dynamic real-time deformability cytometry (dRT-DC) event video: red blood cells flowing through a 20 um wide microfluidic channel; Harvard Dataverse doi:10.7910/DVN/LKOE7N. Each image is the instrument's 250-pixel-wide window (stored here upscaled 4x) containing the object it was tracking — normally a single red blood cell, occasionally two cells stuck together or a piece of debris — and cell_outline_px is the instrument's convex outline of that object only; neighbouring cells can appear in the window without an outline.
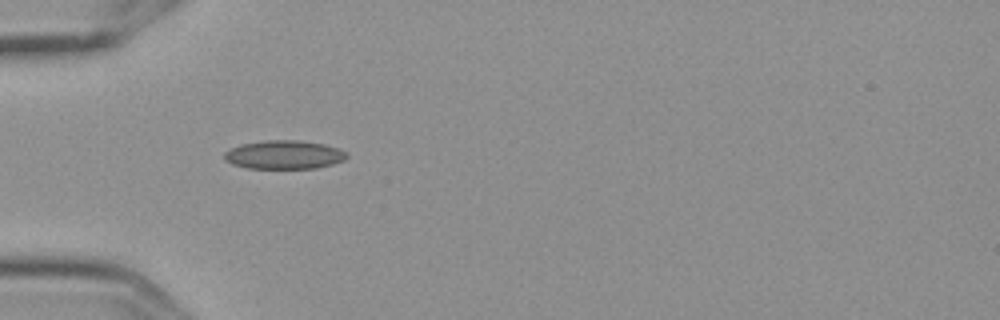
{"species": "Egyptian fruit bat (a non-hibernating species)", "species_latin": "Rousettus aegyptiacus", "temperature_condition": "cold", "stored_images_in_passage": 2, "camera_frame_rate_fps": 3000, "um_per_image_px": 0.085, "frame": {"image": 1, "passage_image": 1, "time_ms": 0.0, "image_size_px": [1000, 320], "cell_outline_px": [[348, 156], [344, 160], [332, 164], [316, 168], [248, 168], [232, 164], [224, 160], [224, 152], [240, 144], [268, 140], [296, 140], [324, 144], [348, 152]], "centroid_in_image_um": [24.14, 13.15], "position_along_channel_um": 60.9, "area_um2": 20.35}}
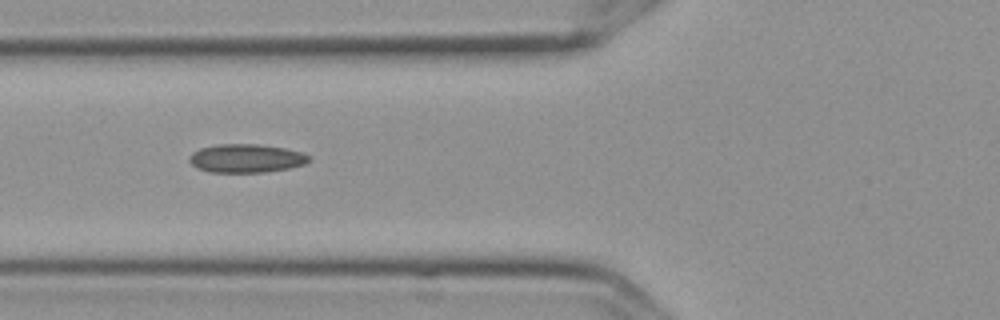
{"frame": {"image": 2, "passage_image": 2, "time_ms": 0.333, "image_size_px": [1000, 320], "cell_outline_px": [[312, 160], [304, 164], [288, 168], [264, 172], [208, 172], [196, 168], [188, 160], [188, 156], [192, 152], [200, 148], [216, 144], [260, 144], [284, 148], [300, 152], [308, 156]], "centroid_in_image_um": [20.87, 13.45], "position_along_channel_um": 104.9, "area_um2": 19.94}}